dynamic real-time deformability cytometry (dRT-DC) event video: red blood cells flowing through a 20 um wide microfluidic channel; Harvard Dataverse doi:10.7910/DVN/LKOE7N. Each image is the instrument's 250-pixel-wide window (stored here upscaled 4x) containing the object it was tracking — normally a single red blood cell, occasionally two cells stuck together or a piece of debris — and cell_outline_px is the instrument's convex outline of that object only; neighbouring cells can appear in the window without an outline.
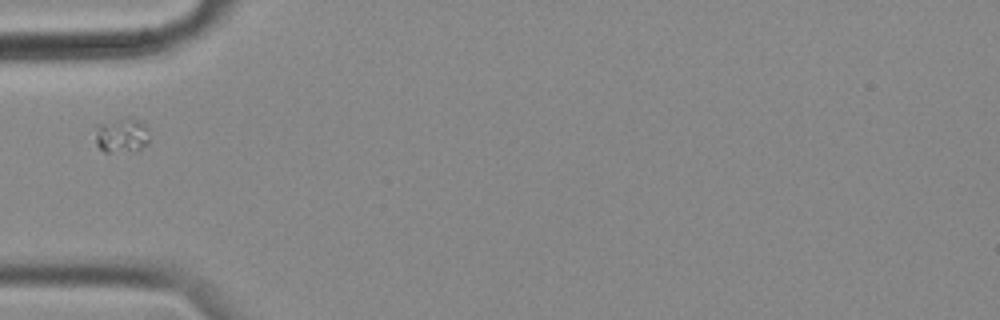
{"species": "common noctule bat (a hibernating species)", "species_latin": "Nyctalus noctula", "temperature_condition": "cold", "stored_images_in_passage": 37, "segment_of_instrument_passage": [1, 3], "camera_frame_rate_fps": 3000, "um_per_image_px": 0.085, "animal": {"sex": "female", "body_mass_g": 18.4}, "frame": {"image": 1, "passage_image": 1, "time_ms": 0.0, "image_size_px": [1000, 320], "cell_outline_px": [[148, 144], [136, 152], [104, 152], [96, 144], [96, 124], [128, 116], [140, 120], [148, 128]], "centroid_in_image_um": [10.36, 11.5], "position_along_channel_um": 74.6, "area_um2": 11.39}}